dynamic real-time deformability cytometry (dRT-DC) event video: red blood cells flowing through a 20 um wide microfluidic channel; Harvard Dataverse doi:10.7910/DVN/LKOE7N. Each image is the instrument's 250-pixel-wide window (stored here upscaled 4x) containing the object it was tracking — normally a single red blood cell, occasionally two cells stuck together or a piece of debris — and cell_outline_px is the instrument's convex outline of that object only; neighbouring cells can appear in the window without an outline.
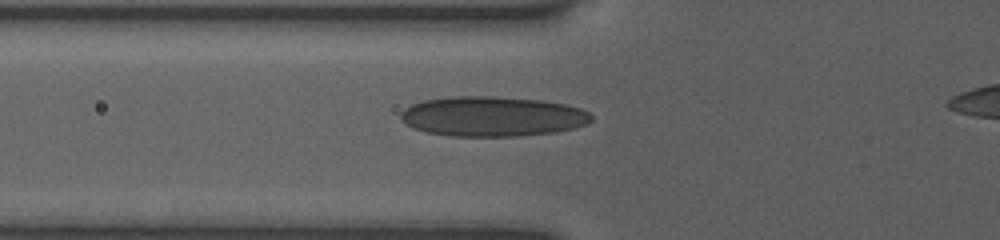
{"species": "human", "species_latin": "Homo sapiens", "temperature_condition": "room temperature", "stored_images_in_passage": 19, "camera_frame_rate_fps": 3000, "um_per_image_px": 0.085, "donor": {"sex": "female"}, "frame": {"image": 1, "passage_image": 3, "time_ms": 0.333, "image_size_px": [1000, 240], "cell_outline_px": [[592, 120], [588, 124], [576, 128], [556, 132], [516, 136], [448, 136], [424, 132], [400, 120], [400, 112], [404, 108], [412, 104], [424, 100], [448, 96], [492, 96], [540, 100], [564, 104], [580, 108], [588, 112], [592, 116]], "centroid_in_image_um": [41.85, 9.89], "position_along_channel_um": 84.0, "area_um2": 44.62}}
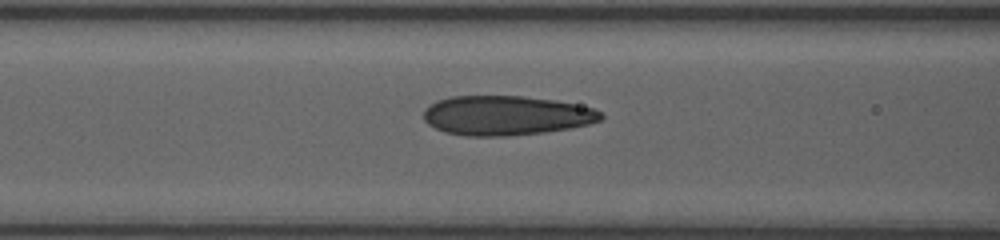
{"frame": {"image": 2, "passage_image": 8, "time_ms": 1.333, "image_size_px": [1000, 240], "cell_outline_px": [[604, 116], [600, 120], [588, 124], [572, 128], [544, 132], [508, 136], [464, 136], [444, 132], [428, 124], [424, 120], [424, 108], [436, 100], [452, 96], [524, 96], [556, 100], [596, 108]], "centroid_in_image_um": [43.01, 9.81], "position_along_channel_um": 123.6, "area_um2": 41.15}}
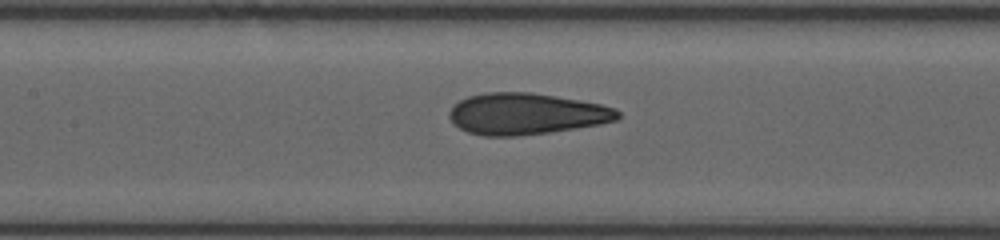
{"frame": {"image": 3, "passage_image": 14, "time_ms": 2.333, "image_size_px": [1000, 240], "cell_outline_px": [[620, 120], [600, 124], [576, 128], [548, 132], [516, 136], [484, 136], [468, 132], [452, 124], [448, 116], [448, 112], [452, 104], [468, 96], [484, 92], [528, 92], [580, 100], [600, 104], [616, 108], [620, 112]], "centroid_in_image_um": [44.7, 9.67], "position_along_channel_um": 162.7, "area_um2": 40.92}}